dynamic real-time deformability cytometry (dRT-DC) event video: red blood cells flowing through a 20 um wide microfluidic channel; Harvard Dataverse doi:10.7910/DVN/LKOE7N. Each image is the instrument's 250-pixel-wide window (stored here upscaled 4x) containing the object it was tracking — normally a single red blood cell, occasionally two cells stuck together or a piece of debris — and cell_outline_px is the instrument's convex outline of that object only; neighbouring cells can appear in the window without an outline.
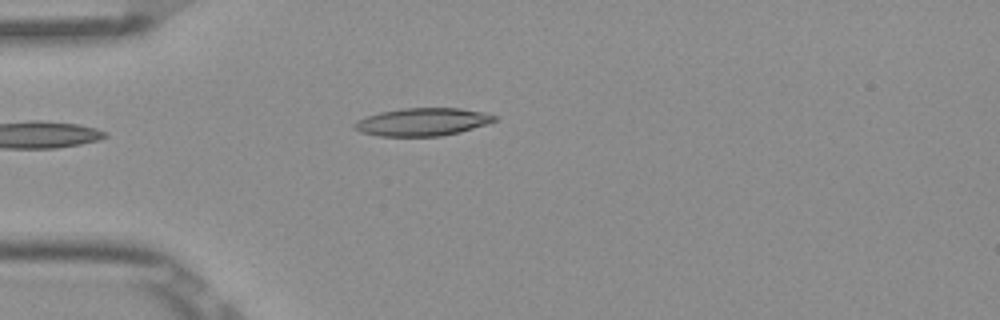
{"species": "Egyptian fruit bat (a non-hibernating species)", "species_latin": "Rousettus aegyptiacus", "temperature_condition": "room temperature", "stored_images_in_passage": 36, "camera_frame_rate_fps": 3000, "um_per_image_px": 0.085, "frame": {"image": 1, "passage_image": 1, "time_ms": 0.0, "image_size_px": [1000, 320], "cell_outline_px": [[496, 120], [488, 124], [460, 132], [440, 136], [380, 136], [360, 132], [352, 128], [352, 124], [356, 120], [380, 112], [404, 108], [460, 108], [484, 112], [496, 116]], "centroid_in_image_um": [35.89, 10.36], "position_along_channel_um": 49.1, "area_um2": 22.77}}
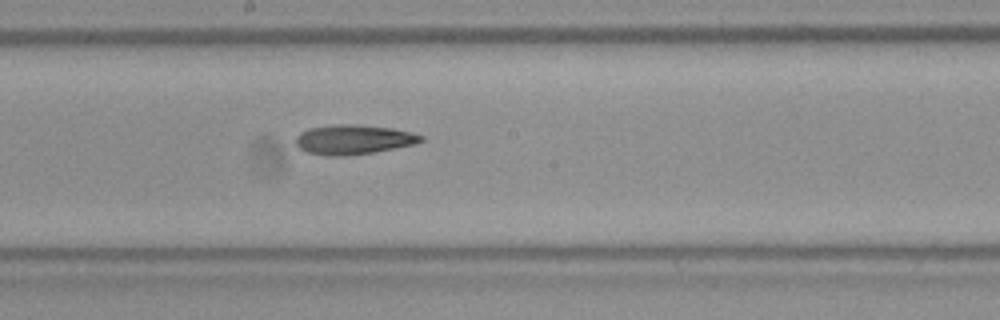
{"frame": {"image": 2, "passage_image": 15, "time_ms": 4.667, "image_size_px": [1000, 320], "cell_outline_px": [[424, 140], [416, 144], [372, 152], [344, 156], [328, 156], [308, 152], [300, 148], [296, 144], [296, 136], [300, 132], [308, 128], [332, 124], [356, 124], [392, 128], [412, 132], [424, 136]], "centroid_in_image_um": [30.05, 11.85], "position_along_channel_um": 218.2, "area_um2": 21.68}}
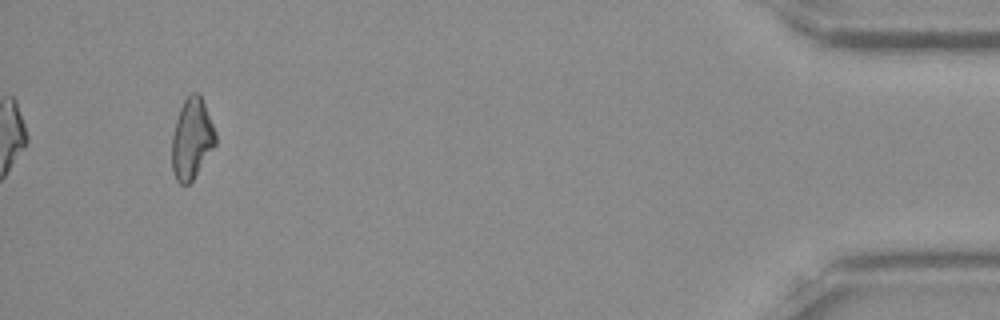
{"frame": {"image": 3, "passage_image": 36, "time_ms": 11.667, "image_size_px": [1000, 320], "cell_outline_px": [[216, 144], [192, 180], [188, 184], [180, 184], [176, 180], [172, 172], [172, 136], [176, 120], [180, 108], [184, 100], [192, 92], [196, 92], [200, 96], [204, 104], [216, 132]], "centroid_in_image_um": [16.29, 11.81], "position_along_channel_um": 418.9, "area_um2": 20.29}}